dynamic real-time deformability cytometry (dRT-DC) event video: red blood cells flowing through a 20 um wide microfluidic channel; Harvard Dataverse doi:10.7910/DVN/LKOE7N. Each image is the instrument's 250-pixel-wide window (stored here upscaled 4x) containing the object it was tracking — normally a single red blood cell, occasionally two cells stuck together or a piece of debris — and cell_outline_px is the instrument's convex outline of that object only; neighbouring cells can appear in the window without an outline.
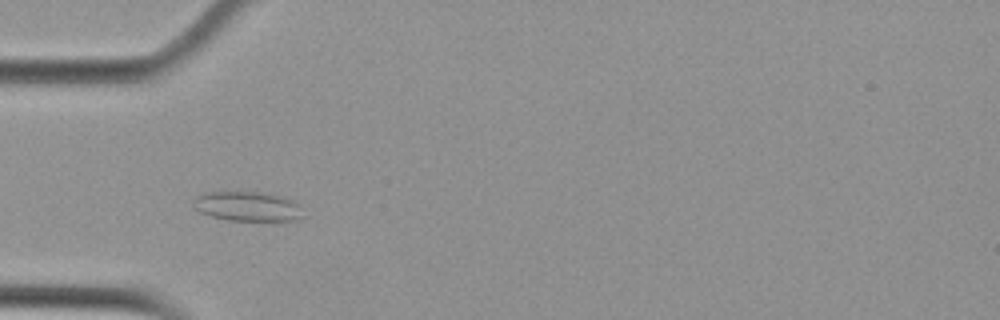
{"species": "Egyptian fruit bat (a non-hibernating species)", "species_latin": "Rousettus aegyptiacus", "temperature_condition": "cold", "stored_images_in_passage": 39, "camera_frame_rate_fps": 3000, "um_per_image_px": 0.085, "animal": {"sex": "female"}, "frame": {"image": 1, "passage_image": 1, "time_ms": 0.0, "image_size_px": [1000, 320], "cell_outline_px": [[300, 216], [296, 220], [228, 220], [212, 216], [200, 212], [196, 208], [196, 196], [204, 192], [260, 192], [280, 196], [296, 200], [300, 204]], "centroid_in_image_um": [21.06, 17.53], "position_along_channel_um": 63.9, "area_um2": 18.55}}
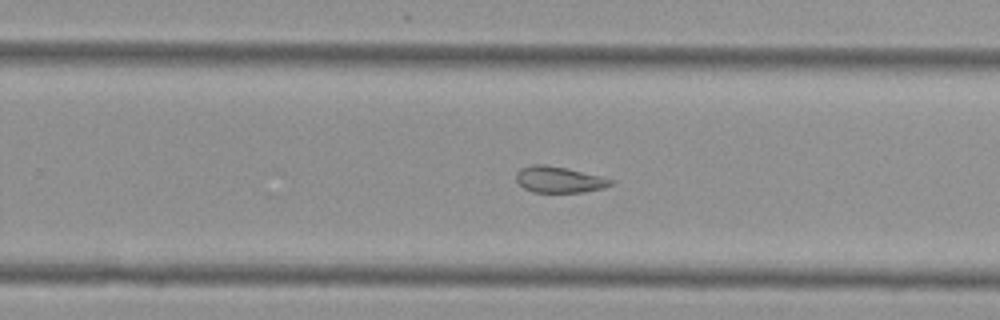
{"frame": {"image": 2, "passage_image": 19, "time_ms": 6.0, "image_size_px": [1000, 320], "cell_outline_px": [[612, 184], [604, 188], [584, 192], [532, 192], [524, 188], [516, 180], [516, 172], [520, 168], [532, 164], [544, 164], [568, 168], [600, 176], [612, 180]], "centroid_in_image_um": [47.49, 15.26], "position_along_channel_um": 282.3, "area_um2": 14.45}}
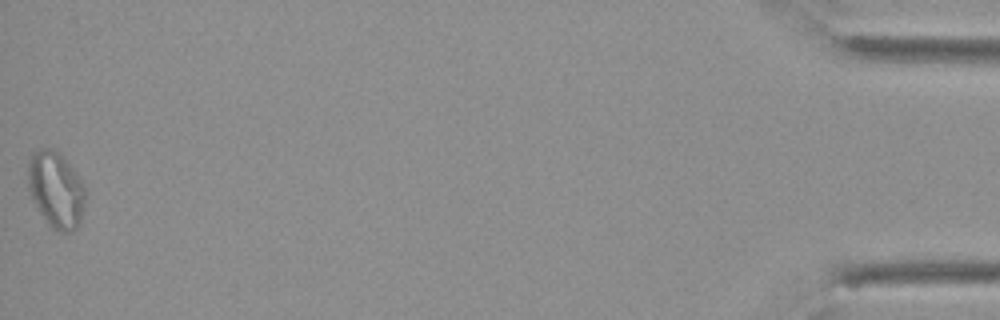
{"frame": {"image": 3, "passage_image": 39, "time_ms": 12.667, "image_size_px": [1000, 320], "cell_outline_px": [[84, 204], [80, 224], [72, 232], [60, 232], [52, 228], [48, 224], [32, 200], [28, 188], [28, 160], [32, 152], [44, 148], [48, 148], [56, 152], [72, 168], [80, 180], [84, 188]], "centroid_in_image_um": [4.73, 16.16], "position_along_channel_um": 430.5, "area_um2": 25.09}, "authors_computed_cell_mechanics": {"area_um2": 15.7216, "velocity_mm_per_s": 3.6648, "shape_relaxation_time_tau1_ms": null, "shape_relaxation_time_tau2_ms": 2.743, "deformation_change_tau1": null, "deformation_change_tau2": 0.0867}}